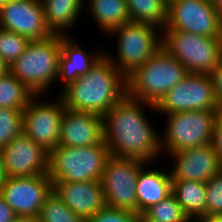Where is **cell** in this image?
Listing matches in <instances>:
<instances>
[{"label": "cell", "instance_id": "cell-1", "mask_svg": "<svg viewBox=\"0 0 222 222\" xmlns=\"http://www.w3.org/2000/svg\"><path fill=\"white\" fill-rule=\"evenodd\" d=\"M148 107L156 111L155 105L125 95L102 116L103 140L111 156L146 163L161 157L160 135L143 111Z\"/></svg>", "mask_w": 222, "mask_h": 222}, {"label": "cell", "instance_id": "cell-2", "mask_svg": "<svg viewBox=\"0 0 222 222\" xmlns=\"http://www.w3.org/2000/svg\"><path fill=\"white\" fill-rule=\"evenodd\" d=\"M60 91L67 109L103 116L126 95V77L103 55L86 74Z\"/></svg>", "mask_w": 222, "mask_h": 222}, {"label": "cell", "instance_id": "cell-3", "mask_svg": "<svg viewBox=\"0 0 222 222\" xmlns=\"http://www.w3.org/2000/svg\"><path fill=\"white\" fill-rule=\"evenodd\" d=\"M187 74L185 66L161 48L126 77V95L156 105Z\"/></svg>", "mask_w": 222, "mask_h": 222}, {"label": "cell", "instance_id": "cell-4", "mask_svg": "<svg viewBox=\"0 0 222 222\" xmlns=\"http://www.w3.org/2000/svg\"><path fill=\"white\" fill-rule=\"evenodd\" d=\"M60 54V34L30 41L23 54L9 66V72L35 95H45L52 83L57 82Z\"/></svg>", "mask_w": 222, "mask_h": 222}, {"label": "cell", "instance_id": "cell-5", "mask_svg": "<svg viewBox=\"0 0 222 222\" xmlns=\"http://www.w3.org/2000/svg\"><path fill=\"white\" fill-rule=\"evenodd\" d=\"M110 156L104 140L84 147L57 145L49 153L48 174L52 182L100 181Z\"/></svg>", "mask_w": 222, "mask_h": 222}, {"label": "cell", "instance_id": "cell-6", "mask_svg": "<svg viewBox=\"0 0 222 222\" xmlns=\"http://www.w3.org/2000/svg\"><path fill=\"white\" fill-rule=\"evenodd\" d=\"M152 24L129 21L110 33L117 38V54L104 55L127 77L162 48V33Z\"/></svg>", "mask_w": 222, "mask_h": 222}, {"label": "cell", "instance_id": "cell-7", "mask_svg": "<svg viewBox=\"0 0 222 222\" xmlns=\"http://www.w3.org/2000/svg\"><path fill=\"white\" fill-rule=\"evenodd\" d=\"M162 48L189 73L209 74L222 59V37L162 30Z\"/></svg>", "mask_w": 222, "mask_h": 222}, {"label": "cell", "instance_id": "cell-8", "mask_svg": "<svg viewBox=\"0 0 222 222\" xmlns=\"http://www.w3.org/2000/svg\"><path fill=\"white\" fill-rule=\"evenodd\" d=\"M219 111L200 110L165 114V132L160 136V148L171 154L176 151L210 144L215 118ZM164 133V134H163ZM166 149V150H164Z\"/></svg>", "mask_w": 222, "mask_h": 222}, {"label": "cell", "instance_id": "cell-9", "mask_svg": "<svg viewBox=\"0 0 222 222\" xmlns=\"http://www.w3.org/2000/svg\"><path fill=\"white\" fill-rule=\"evenodd\" d=\"M144 161L110 156L101 177L106 206L137 213L136 183Z\"/></svg>", "mask_w": 222, "mask_h": 222}, {"label": "cell", "instance_id": "cell-10", "mask_svg": "<svg viewBox=\"0 0 222 222\" xmlns=\"http://www.w3.org/2000/svg\"><path fill=\"white\" fill-rule=\"evenodd\" d=\"M156 112L169 114L184 111H219L208 74L189 73L155 105Z\"/></svg>", "mask_w": 222, "mask_h": 222}, {"label": "cell", "instance_id": "cell-11", "mask_svg": "<svg viewBox=\"0 0 222 222\" xmlns=\"http://www.w3.org/2000/svg\"><path fill=\"white\" fill-rule=\"evenodd\" d=\"M163 30L222 37V14L209 0H176L168 5V17Z\"/></svg>", "mask_w": 222, "mask_h": 222}, {"label": "cell", "instance_id": "cell-12", "mask_svg": "<svg viewBox=\"0 0 222 222\" xmlns=\"http://www.w3.org/2000/svg\"><path fill=\"white\" fill-rule=\"evenodd\" d=\"M40 98L35 95L23 110V132L50 153L58 145L66 107L60 96L52 102Z\"/></svg>", "mask_w": 222, "mask_h": 222}, {"label": "cell", "instance_id": "cell-13", "mask_svg": "<svg viewBox=\"0 0 222 222\" xmlns=\"http://www.w3.org/2000/svg\"><path fill=\"white\" fill-rule=\"evenodd\" d=\"M53 191L49 174L8 177L0 193L17 217H38L46 197Z\"/></svg>", "mask_w": 222, "mask_h": 222}, {"label": "cell", "instance_id": "cell-14", "mask_svg": "<svg viewBox=\"0 0 222 222\" xmlns=\"http://www.w3.org/2000/svg\"><path fill=\"white\" fill-rule=\"evenodd\" d=\"M0 27L30 41L53 35L48 28L41 0H12L0 7Z\"/></svg>", "mask_w": 222, "mask_h": 222}, {"label": "cell", "instance_id": "cell-15", "mask_svg": "<svg viewBox=\"0 0 222 222\" xmlns=\"http://www.w3.org/2000/svg\"><path fill=\"white\" fill-rule=\"evenodd\" d=\"M8 177L49 173V152L24 132L0 150Z\"/></svg>", "mask_w": 222, "mask_h": 222}, {"label": "cell", "instance_id": "cell-16", "mask_svg": "<svg viewBox=\"0 0 222 222\" xmlns=\"http://www.w3.org/2000/svg\"><path fill=\"white\" fill-rule=\"evenodd\" d=\"M170 157L175 161L169 170L172 181L189 180L207 183L222 170L211 143L173 152Z\"/></svg>", "mask_w": 222, "mask_h": 222}, {"label": "cell", "instance_id": "cell-17", "mask_svg": "<svg viewBox=\"0 0 222 222\" xmlns=\"http://www.w3.org/2000/svg\"><path fill=\"white\" fill-rule=\"evenodd\" d=\"M103 141L102 115L65 108L58 145L84 147Z\"/></svg>", "mask_w": 222, "mask_h": 222}, {"label": "cell", "instance_id": "cell-18", "mask_svg": "<svg viewBox=\"0 0 222 222\" xmlns=\"http://www.w3.org/2000/svg\"><path fill=\"white\" fill-rule=\"evenodd\" d=\"M53 190L78 216L91 218L106 206L101 181L52 182Z\"/></svg>", "mask_w": 222, "mask_h": 222}, {"label": "cell", "instance_id": "cell-19", "mask_svg": "<svg viewBox=\"0 0 222 222\" xmlns=\"http://www.w3.org/2000/svg\"><path fill=\"white\" fill-rule=\"evenodd\" d=\"M69 35H61V54L59 57L58 81L63 82L62 89L79 76L86 74L91 67L104 55V50L94 53L80 47ZM91 53V54H90Z\"/></svg>", "mask_w": 222, "mask_h": 222}, {"label": "cell", "instance_id": "cell-20", "mask_svg": "<svg viewBox=\"0 0 222 222\" xmlns=\"http://www.w3.org/2000/svg\"><path fill=\"white\" fill-rule=\"evenodd\" d=\"M150 165L151 163L145 164L140 169L137 178V214L139 215L172 194L170 171L147 169Z\"/></svg>", "mask_w": 222, "mask_h": 222}, {"label": "cell", "instance_id": "cell-21", "mask_svg": "<svg viewBox=\"0 0 222 222\" xmlns=\"http://www.w3.org/2000/svg\"><path fill=\"white\" fill-rule=\"evenodd\" d=\"M45 21L53 34L69 35L83 11L85 0H41ZM67 29V31H66Z\"/></svg>", "mask_w": 222, "mask_h": 222}, {"label": "cell", "instance_id": "cell-22", "mask_svg": "<svg viewBox=\"0 0 222 222\" xmlns=\"http://www.w3.org/2000/svg\"><path fill=\"white\" fill-rule=\"evenodd\" d=\"M91 17L100 30L108 35L112 30L130 21L126 0H86Z\"/></svg>", "mask_w": 222, "mask_h": 222}, {"label": "cell", "instance_id": "cell-23", "mask_svg": "<svg viewBox=\"0 0 222 222\" xmlns=\"http://www.w3.org/2000/svg\"><path fill=\"white\" fill-rule=\"evenodd\" d=\"M172 195L191 221L198 216L206 215V183L189 180L172 181Z\"/></svg>", "mask_w": 222, "mask_h": 222}, {"label": "cell", "instance_id": "cell-24", "mask_svg": "<svg viewBox=\"0 0 222 222\" xmlns=\"http://www.w3.org/2000/svg\"><path fill=\"white\" fill-rule=\"evenodd\" d=\"M130 21L152 24L163 30L168 17L165 0H126Z\"/></svg>", "mask_w": 222, "mask_h": 222}, {"label": "cell", "instance_id": "cell-25", "mask_svg": "<svg viewBox=\"0 0 222 222\" xmlns=\"http://www.w3.org/2000/svg\"><path fill=\"white\" fill-rule=\"evenodd\" d=\"M34 96L35 94L10 72L0 76V108L9 107L23 111Z\"/></svg>", "mask_w": 222, "mask_h": 222}, {"label": "cell", "instance_id": "cell-26", "mask_svg": "<svg viewBox=\"0 0 222 222\" xmlns=\"http://www.w3.org/2000/svg\"><path fill=\"white\" fill-rule=\"evenodd\" d=\"M38 217L41 222H87L74 213L54 190L46 197Z\"/></svg>", "mask_w": 222, "mask_h": 222}, {"label": "cell", "instance_id": "cell-27", "mask_svg": "<svg viewBox=\"0 0 222 222\" xmlns=\"http://www.w3.org/2000/svg\"><path fill=\"white\" fill-rule=\"evenodd\" d=\"M142 214L148 220L158 222H192L172 194L150 206Z\"/></svg>", "mask_w": 222, "mask_h": 222}, {"label": "cell", "instance_id": "cell-28", "mask_svg": "<svg viewBox=\"0 0 222 222\" xmlns=\"http://www.w3.org/2000/svg\"><path fill=\"white\" fill-rule=\"evenodd\" d=\"M23 129V111L9 107L0 108V150L21 135Z\"/></svg>", "mask_w": 222, "mask_h": 222}, {"label": "cell", "instance_id": "cell-29", "mask_svg": "<svg viewBox=\"0 0 222 222\" xmlns=\"http://www.w3.org/2000/svg\"><path fill=\"white\" fill-rule=\"evenodd\" d=\"M30 40L0 27V56L10 66L25 51Z\"/></svg>", "mask_w": 222, "mask_h": 222}, {"label": "cell", "instance_id": "cell-30", "mask_svg": "<svg viewBox=\"0 0 222 222\" xmlns=\"http://www.w3.org/2000/svg\"><path fill=\"white\" fill-rule=\"evenodd\" d=\"M207 214H222V170L206 183Z\"/></svg>", "mask_w": 222, "mask_h": 222}, {"label": "cell", "instance_id": "cell-31", "mask_svg": "<svg viewBox=\"0 0 222 222\" xmlns=\"http://www.w3.org/2000/svg\"><path fill=\"white\" fill-rule=\"evenodd\" d=\"M138 216L136 212L105 206L87 222H138Z\"/></svg>", "mask_w": 222, "mask_h": 222}, {"label": "cell", "instance_id": "cell-32", "mask_svg": "<svg viewBox=\"0 0 222 222\" xmlns=\"http://www.w3.org/2000/svg\"><path fill=\"white\" fill-rule=\"evenodd\" d=\"M208 76L210 77L214 89L219 112H222V59Z\"/></svg>", "mask_w": 222, "mask_h": 222}, {"label": "cell", "instance_id": "cell-33", "mask_svg": "<svg viewBox=\"0 0 222 222\" xmlns=\"http://www.w3.org/2000/svg\"><path fill=\"white\" fill-rule=\"evenodd\" d=\"M211 144L219 163L222 165V112H218L215 118Z\"/></svg>", "mask_w": 222, "mask_h": 222}, {"label": "cell", "instance_id": "cell-34", "mask_svg": "<svg viewBox=\"0 0 222 222\" xmlns=\"http://www.w3.org/2000/svg\"><path fill=\"white\" fill-rule=\"evenodd\" d=\"M16 219V214L0 193V222H15Z\"/></svg>", "mask_w": 222, "mask_h": 222}, {"label": "cell", "instance_id": "cell-35", "mask_svg": "<svg viewBox=\"0 0 222 222\" xmlns=\"http://www.w3.org/2000/svg\"><path fill=\"white\" fill-rule=\"evenodd\" d=\"M192 222H222V214H207L198 216Z\"/></svg>", "mask_w": 222, "mask_h": 222}, {"label": "cell", "instance_id": "cell-36", "mask_svg": "<svg viewBox=\"0 0 222 222\" xmlns=\"http://www.w3.org/2000/svg\"><path fill=\"white\" fill-rule=\"evenodd\" d=\"M8 179V175L6 172L4 160L2 154L0 152V189L5 184L6 180Z\"/></svg>", "mask_w": 222, "mask_h": 222}, {"label": "cell", "instance_id": "cell-37", "mask_svg": "<svg viewBox=\"0 0 222 222\" xmlns=\"http://www.w3.org/2000/svg\"><path fill=\"white\" fill-rule=\"evenodd\" d=\"M9 72V66L0 56V76L6 75Z\"/></svg>", "mask_w": 222, "mask_h": 222}, {"label": "cell", "instance_id": "cell-38", "mask_svg": "<svg viewBox=\"0 0 222 222\" xmlns=\"http://www.w3.org/2000/svg\"><path fill=\"white\" fill-rule=\"evenodd\" d=\"M15 222H41L39 217H17Z\"/></svg>", "mask_w": 222, "mask_h": 222}, {"label": "cell", "instance_id": "cell-39", "mask_svg": "<svg viewBox=\"0 0 222 222\" xmlns=\"http://www.w3.org/2000/svg\"><path fill=\"white\" fill-rule=\"evenodd\" d=\"M211 5L222 14V0H209Z\"/></svg>", "mask_w": 222, "mask_h": 222}, {"label": "cell", "instance_id": "cell-40", "mask_svg": "<svg viewBox=\"0 0 222 222\" xmlns=\"http://www.w3.org/2000/svg\"><path fill=\"white\" fill-rule=\"evenodd\" d=\"M138 222H158V221L148 220L143 214H140L138 216Z\"/></svg>", "mask_w": 222, "mask_h": 222}, {"label": "cell", "instance_id": "cell-41", "mask_svg": "<svg viewBox=\"0 0 222 222\" xmlns=\"http://www.w3.org/2000/svg\"><path fill=\"white\" fill-rule=\"evenodd\" d=\"M9 1H12V0H0V7H1L2 5L7 4Z\"/></svg>", "mask_w": 222, "mask_h": 222}, {"label": "cell", "instance_id": "cell-42", "mask_svg": "<svg viewBox=\"0 0 222 222\" xmlns=\"http://www.w3.org/2000/svg\"><path fill=\"white\" fill-rule=\"evenodd\" d=\"M166 1V3L169 5V4H171L172 2H174V1H176V0H165Z\"/></svg>", "mask_w": 222, "mask_h": 222}]
</instances>
